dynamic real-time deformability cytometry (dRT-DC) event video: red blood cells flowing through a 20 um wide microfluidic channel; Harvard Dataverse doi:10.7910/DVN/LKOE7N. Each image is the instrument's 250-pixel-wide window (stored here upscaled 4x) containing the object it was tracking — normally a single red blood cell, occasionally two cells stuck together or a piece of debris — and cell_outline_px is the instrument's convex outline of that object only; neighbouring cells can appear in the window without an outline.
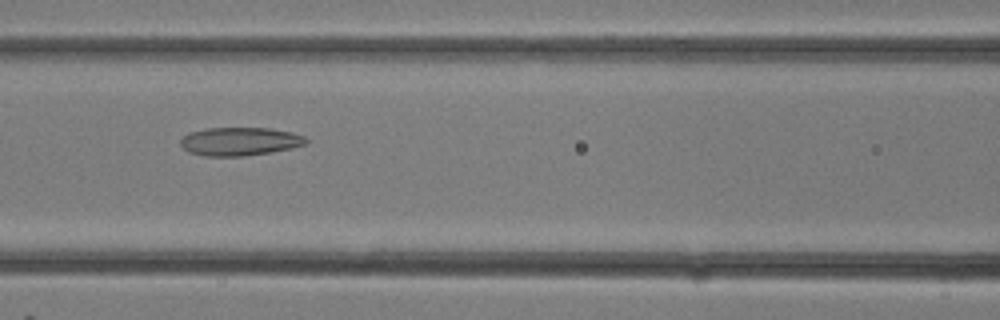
{"species": "common noctule bat (a hibernating species)", "species_latin": "Nyctalus noctula", "temperature_condition": "room temperature", "stored_images_in_passage": 23, "camera_frame_rate_fps": 3000, "um_per_image_px": 0.085, "animal": {"sex": "female"}, "frame": {"image": 1, "passage_image": 6, "time_ms": 1.667, "image_size_px": [1000, 320], "cell_outline_px": [[308, 144], [292, 148], [244, 156], [204, 156], [188, 152], [180, 144], [180, 140], [188, 132], [204, 128], [268, 128], [292, 132], [304, 136], [308, 140]], "centroid_in_image_um": [20.37, 12.02], "position_along_channel_um": 146.2, "area_um2": 20.81}}
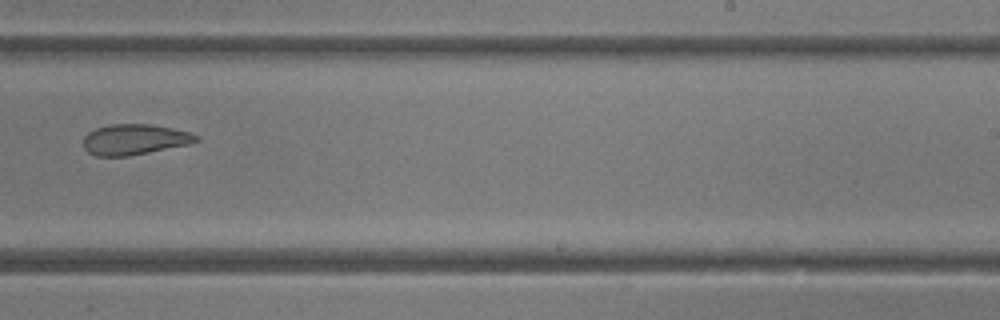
{"frame": {"image": 2, "passage_image": 12, "time_ms": 3.667, "image_size_px": [1000, 320], "cell_outline_px": [[200, 140], [192, 144], [128, 156], [96, 156], [88, 152], [84, 148], [84, 136], [88, 132], [96, 128], [112, 124], [148, 124], [172, 128], [188, 132], [200, 136]], "centroid_in_image_um": [11.46, 11.86], "position_along_channel_um": 277.5, "area_um2": 20.17}}
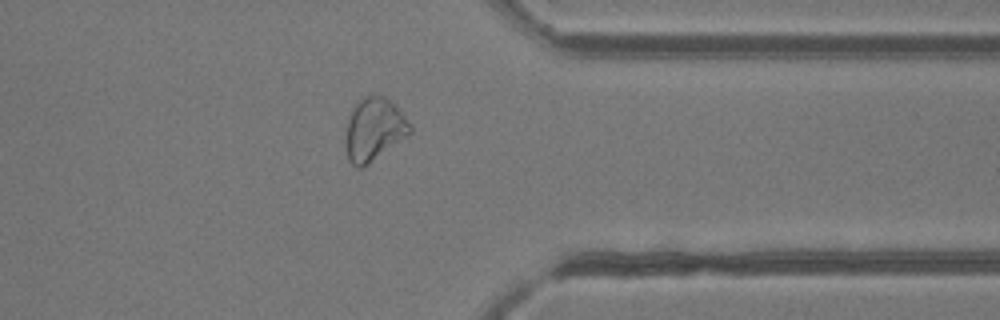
{"frame": {"image": 3, "passage_image": 17, "time_ms": 5.333, "image_size_px": [1000, 320], "cell_outline_px": [[412, 132], [408, 136], [368, 164], [360, 168], [356, 168], [348, 160], [344, 144], [344, 132], [348, 116], [356, 100], [364, 96], [384, 96], [404, 116], [412, 128]], "centroid_in_image_um": [31.72, 11.02], "position_along_channel_um": 379.7, "area_um2": 23.81}}